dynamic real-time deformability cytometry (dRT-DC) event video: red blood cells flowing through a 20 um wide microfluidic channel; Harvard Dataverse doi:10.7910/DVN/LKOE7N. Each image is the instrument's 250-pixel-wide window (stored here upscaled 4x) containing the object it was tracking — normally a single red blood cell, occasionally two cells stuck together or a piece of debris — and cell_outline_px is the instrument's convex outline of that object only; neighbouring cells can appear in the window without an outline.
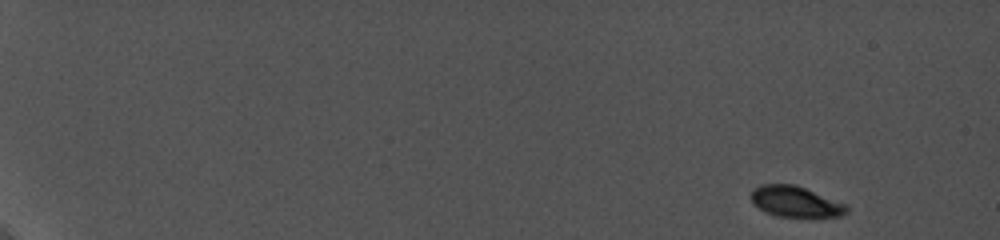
{"species": "common noctule bat (a hibernating species)", "species_latin": "Nyctalus noctula", "temperature_condition": "cold", "stored_images_in_passage": 49, "camera_frame_rate_fps": 5000, "um_per_image_px": 0.085, "animal": {"sex": "female", "body_mass_g": 19.0, "forearm_length_mm": 56.7}, "frame": {"image": 1, "passage_image": 1, "time_ms": 0.0, "image_size_px": [1000, 240], "cell_outline_px": [[848, 212], [840, 216], [776, 216], [764, 212], [752, 204], [752, 192], [760, 184], [796, 184], [848, 204]], "centroid_in_image_um": [67.63, 17.13], "position_along_channel_um": 17.4, "area_um2": 17.22}}
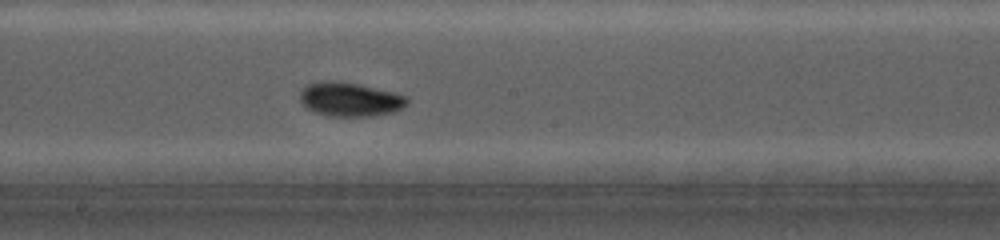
{"frame": {"image": 2, "passage_image": 32, "time_ms": 10.8, "image_size_px": [1000, 240], "cell_outline_px": [[408, 104], [404, 108], [392, 112], [372, 116], [328, 116], [316, 112], [308, 108], [300, 100], [300, 92], [308, 84], [320, 80], [336, 80], [356, 84], [392, 92], [408, 96]], "centroid_in_image_um": [29.76, 8.44], "position_along_channel_um": 218.4, "area_um2": 21.15}}
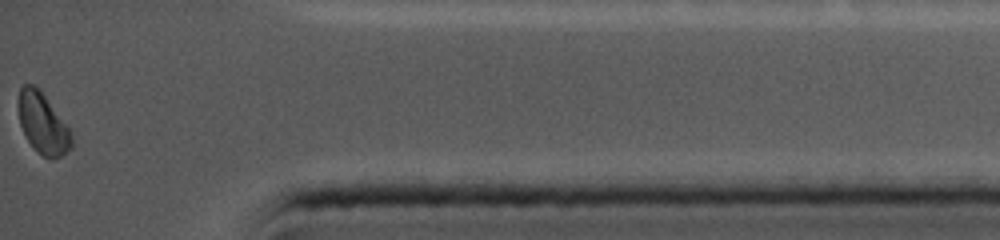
{"frame": {"image": 3, "passage_image": 49, "time_ms": 16.8, "image_size_px": [1000, 240], "cell_outline_px": [[72, 148], [60, 156], [52, 160], [44, 156], [28, 140], [20, 124], [16, 104], [20, 88], [24, 84], [32, 84], [44, 96], [68, 128], [72, 136]], "centroid_in_image_um": [3.6, 10.49], "position_along_channel_um": 431.6, "area_um2": 18.32}, "authors_computed_cell_mechanics": {"area_um2": 19.3052, "velocity_mm_per_s": 3.7525, "shape_relaxation_time_tau1_ms": 1.4961, "shape_relaxation_time_tau2_ms": null, "deformation_change_tau1": 0.0891, "deformation_change_tau2": null}}